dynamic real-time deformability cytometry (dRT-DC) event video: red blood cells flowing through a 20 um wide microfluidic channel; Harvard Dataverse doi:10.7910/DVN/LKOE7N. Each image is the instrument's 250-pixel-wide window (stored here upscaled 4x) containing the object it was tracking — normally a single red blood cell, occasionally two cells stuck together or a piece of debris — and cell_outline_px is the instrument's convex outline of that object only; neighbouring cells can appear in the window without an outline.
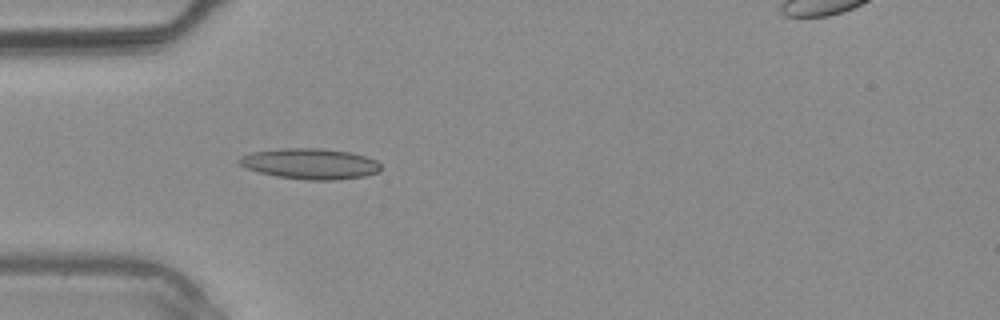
{"species": "common noctule bat (a hibernating species)", "species_latin": "Nyctalus noctula", "temperature_condition": "warm", "stored_images_in_passage": 4, "camera_frame_rate_fps": 3000, "um_per_image_px": 0.085, "animal": {"sex": "male", "body_mass_g": 20.4}, "frame": {"image": 1, "passage_image": 3, "time_ms": 3.0, "image_size_px": [1000, 320], "cell_outline_px": [[380, 168], [376, 172], [364, 176], [332, 180], [304, 180], [276, 176], [260, 172], [248, 168], [240, 164], [236, 160], [240, 156], [252, 152], [280, 148], [320, 148], [352, 152], [376, 160], [380, 164]], "centroid_in_image_um": [26.34, 13.91], "position_along_channel_um": 58.7, "area_um2": 25.26}}